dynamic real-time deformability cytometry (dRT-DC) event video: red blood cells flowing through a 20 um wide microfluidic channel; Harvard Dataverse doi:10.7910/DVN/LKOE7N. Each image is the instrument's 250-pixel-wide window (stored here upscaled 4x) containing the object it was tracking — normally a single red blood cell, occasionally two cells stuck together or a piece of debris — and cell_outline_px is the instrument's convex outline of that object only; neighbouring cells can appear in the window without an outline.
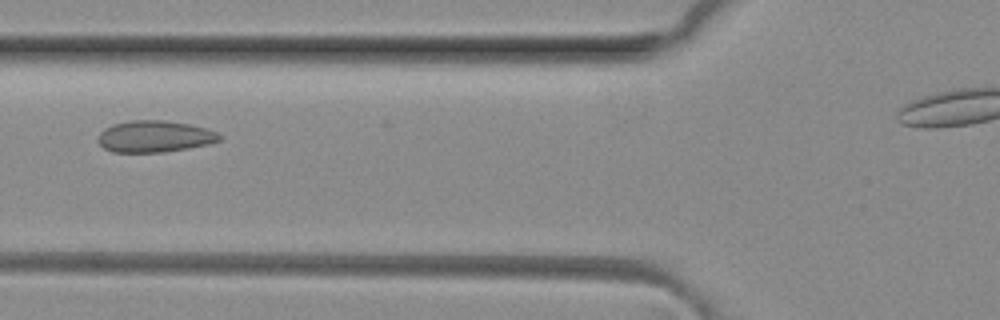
{"species": "common noctule bat (a hibernating species)", "species_latin": "Nyctalus noctula", "temperature_condition": "room temperature", "stored_images_in_passage": 3, "camera_frame_rate_fps": 3000, "um_per_image_px": 0.085, "animal": {"sex": "female", "body_mass_g": 29.2, "forearm_length_mm": 56.3}, "frame": {"image": 1, "passage_image": 2, "time_ms": 0.333, "image_size_px": [1000, 320], "cell_outline_px": [[220, 140], [208, 144], [188, 148], [164, 152], [112, 152], [104, 148], [100, 144], [100, 132], [104, 128], [112, 124], [128, 120], [164, 120], [188, 124], [204, 128], [216, 132], [220, 136]], "centroid_in_image_um": [13.12, 11.59], "position_along_channel_um": 112.7, "area_um2": 22.2}}